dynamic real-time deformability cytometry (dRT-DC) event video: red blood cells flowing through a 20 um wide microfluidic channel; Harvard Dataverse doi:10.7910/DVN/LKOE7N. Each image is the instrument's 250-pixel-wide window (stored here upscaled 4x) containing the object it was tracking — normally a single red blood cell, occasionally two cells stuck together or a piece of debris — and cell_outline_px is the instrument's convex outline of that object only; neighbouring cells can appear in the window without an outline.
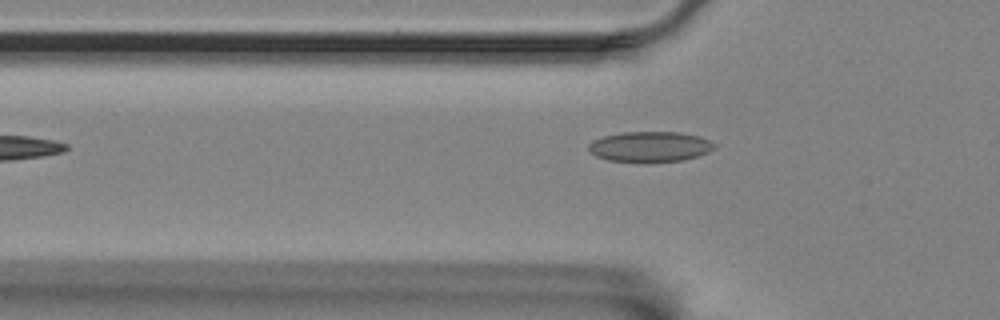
{"species": "Egyptian fruit bat (a non-hibernating species)", "species_latin": "Rousettus aegyptiacus", "temperature_condition": "room temperature", "stored_images_in_passage": 37, "camera_frame_rate_fps": 3000, "um_per_image_px": 0.085, "animal": {"sex": "female"}, "frame": {"image": 1, "passage_image": 2, "time_ms": 0.333, "image_size_px": [1000, 320], "cell_outline_px": [[716, 148], [708, 152], [684, 160], [644, 164], [608, 160], [596, 156], [588, 148], [588, 144], [592, 140], [604, 136], [624, 132], [680, 132], [700, 136], [716, 144]], "centroid_in_image_um": [55.25, 12.49], "position_along_channel_um": 70.5, "area_um2": 22.77}}
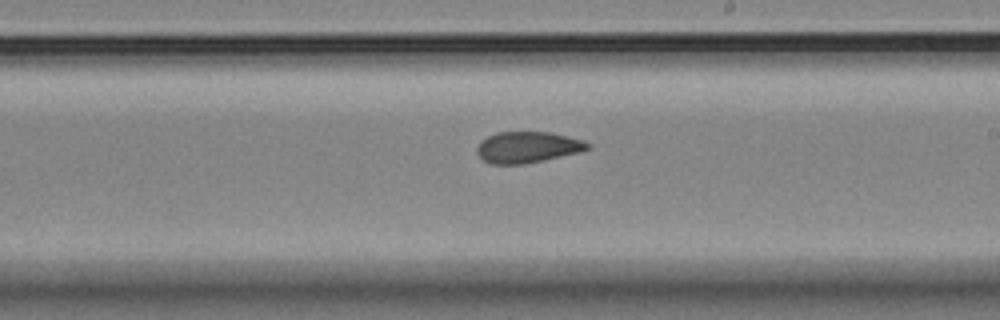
{"frame": {"image": 2, "passage_image": 17, "time_ms": 5.333, "image_size_px": [1000, 320], "cell_outline_px": [[592, 148], [580, 152], [524, 164], [492, 164], [484, 160], [476, 152], [476, 148], [480, 140], [496, 132], [548, 132], [584, 140], [592, 144]], "centroid_in_image_um": [44.85, 12.51], "position_along_channel_um": 244.1, "area_um2": 20.17}}
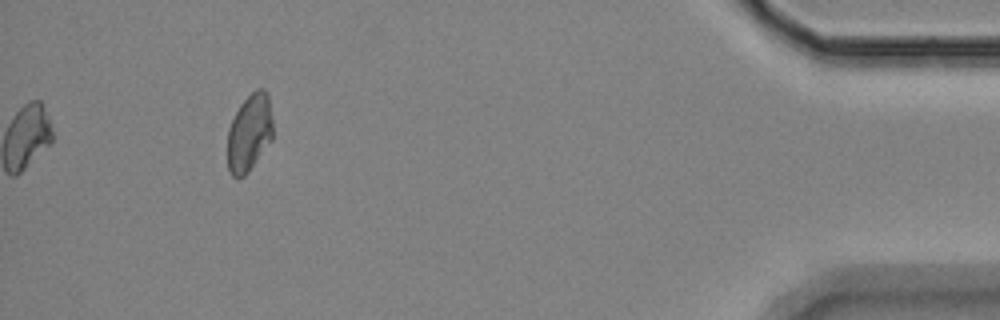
{"frame": {"image": 3, "passage_image": 37, "time_ms": 12.0, "image_size_px": [1000, 320], "cell_outline_px": [[272, 140], [248, 172], [244, 176], [232, 176], [228, 168], [228, 128], [240, 104], [256, 88], [264, 88], [268, 92], [272, 120]], "centroid_in_image_um": [21.21, 11.26], "position_along_channel_um": 414.0, "area_um2": 20.4}, "authors_computed_cell_mechanics": {"area_um2": 20.4034, "velocity_mm_per_s": 3.4483, "shape_relaxation_time_tau1_ms": null, "shape_relaxation_time_tau2_ms": 2.6584, "deformation_change_tau1": null, "deformation_change_tau2": 0.0723}}